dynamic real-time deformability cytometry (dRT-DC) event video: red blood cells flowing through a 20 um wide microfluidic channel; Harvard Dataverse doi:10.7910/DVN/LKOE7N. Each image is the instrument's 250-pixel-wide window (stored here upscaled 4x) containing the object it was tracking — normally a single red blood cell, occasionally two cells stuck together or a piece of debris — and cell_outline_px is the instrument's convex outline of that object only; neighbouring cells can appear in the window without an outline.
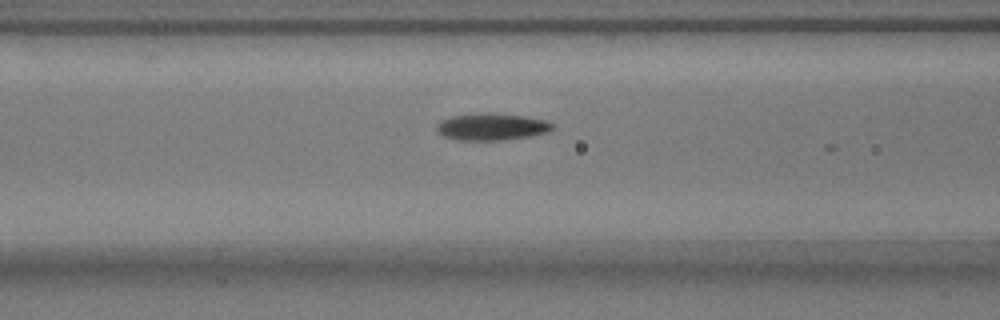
{"species": "common noctule bat (a hibernating species)", "species_latin": "Nyctalus noctula", "temperature_condition": "warm", "stored_images_in_passage": 17, "camera_frame_rate_fps": 3000, "um_per_image_px": 0.085, "animal": {"sex": "male", "body_mass_g": 17.9}, "frame": {"image": 1, "passage_image": 12, "time_ms": 3.667, "image_size_px": [1000, 320], "cell_outline_px": [[552, 128], [548, 132], [532, 136], [500, 140], [456, 140], [444, 136], [436, 132], [436, 124], [440, 120], [452, 116], [488, 112], [524, 116], [548, 120], [552, 124]], "centroid_in_image_um": [41.77, 10.77], "position_along_channel_um": 124.8, "area_um2": 18.32}}
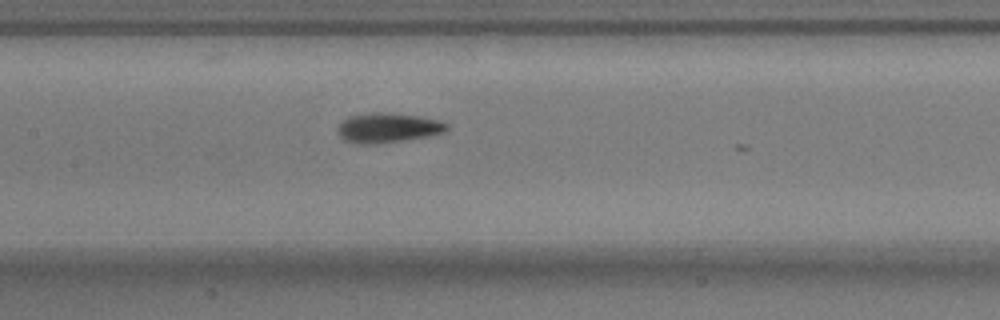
{"frame": {"image": 2, "passage_image": 16, "time_ms": 5.0, "image_size_px": [1000, 320], "cell_outline_px": [[448, 128], [444, 132], [428, 136], [404, 140], [376, 144], [352, 144], [344, 140], [336, 132], [336, 128], [348, 116], [372, 112], [388, 112], [420, 116], [440, 120], [448, 124]], "centroid_in_image_um": [32.94, 10.86], "position_along_channel_um": 174.5, "area_um2": 19.19}}